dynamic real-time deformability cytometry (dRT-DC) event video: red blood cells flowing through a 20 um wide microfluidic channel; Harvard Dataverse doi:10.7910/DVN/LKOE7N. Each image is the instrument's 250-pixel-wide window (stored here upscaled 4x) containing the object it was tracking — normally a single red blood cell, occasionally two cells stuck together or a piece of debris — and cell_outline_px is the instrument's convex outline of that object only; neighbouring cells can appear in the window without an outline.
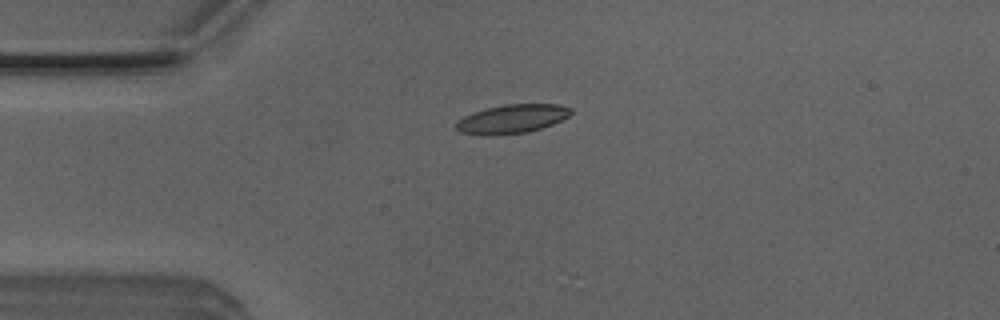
{"species": "Egyptian fruit bat (a non-hibernating species)", "species_latin": "Rousettus aegyptiacus", "temperature_condition": "room temperature", "stored_images_in_passage": 7, "camera_frame_rate_fps": 3000, "um_per_image_px": 0.085, "animal": {"sex": "male"}, "frame": {"image": 1, "passage_image": 2, "time_ms": 0.333, "image_size_px": [1000, 320], "cell_outline_px": [[572, 112], [568, 116], [552, 124], [528, 132], [488, 136], [484, 136], [460, 132], [456, 128], [456, 120], [464, 116], [484, 108], [504, 104], [556, 104], [572, 108]], "centroid_in_image_um": [43.48, 10.11], "position_along_channel_um": 41.5, "area_um2": 19.36}}